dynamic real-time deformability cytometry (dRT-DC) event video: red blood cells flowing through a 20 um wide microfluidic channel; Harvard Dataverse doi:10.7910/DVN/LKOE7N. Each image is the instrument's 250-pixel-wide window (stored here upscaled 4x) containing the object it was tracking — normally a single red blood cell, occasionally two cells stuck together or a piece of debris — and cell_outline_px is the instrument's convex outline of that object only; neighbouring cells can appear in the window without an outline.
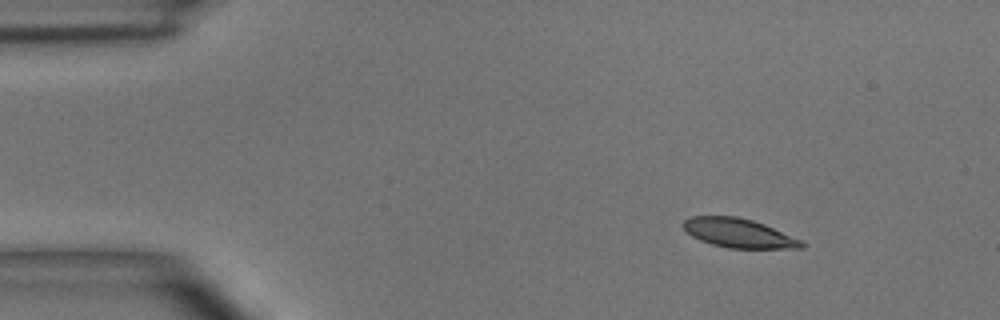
{"species": "common noctule bat (a hibernating species)", "species_latin": "Nyctalus noctula", "temperature_condition": "room temperature", "stored_images_in_passage": 4, "camera_frame_rate_fps": 3000, "um_per_image_px": 0.085, "animal": {"sex": "male", "body_mass_g": 15.6}, "frame": {"image": 1, "passage_image": 1, "time_ms": 0.0, "image_size_px": [1000, 320], "cell_outline_px": [[808, 244], [804, 248], [728, 248], [712, 244], [700, 240], [692, 236], [680, 224], [688, 216], [736, 216], [752, 220], [764, 224], [804, 240]], "centroid_in_image_um": [62.83, 19.81], "position_along_channel_um": 22.2, "area_um2": 20.29}}
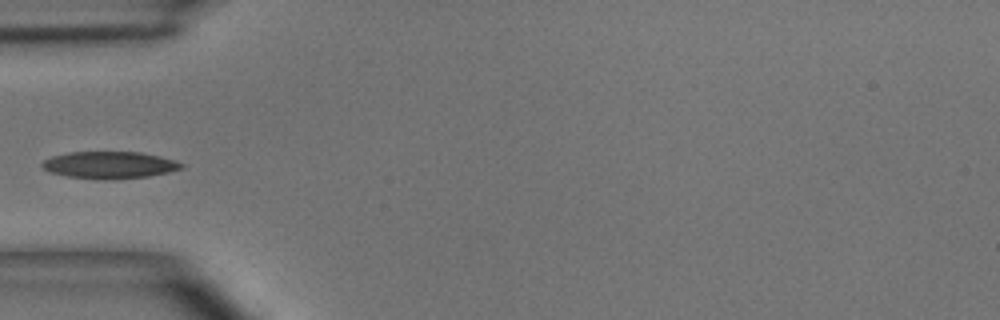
{"frame": {"image": 2, "passage_image": 4, "time_ms": 3.333, "image_size_px": [1000, 320], "cell_outline_px": [[184, 168], [168, 172], [148, 176], [112, 180], [100, 180], [68, 176], [52, 172], [44, 168], [40, 164], [44, 160], [52, 156], [68, 152], [140, 152], [160, 156], [176, 160], [184, 164]], "centroid_in_image_um": [9.34, 14.02], "position_along_channel_um": 75.7, "area_um2": 22.02}}